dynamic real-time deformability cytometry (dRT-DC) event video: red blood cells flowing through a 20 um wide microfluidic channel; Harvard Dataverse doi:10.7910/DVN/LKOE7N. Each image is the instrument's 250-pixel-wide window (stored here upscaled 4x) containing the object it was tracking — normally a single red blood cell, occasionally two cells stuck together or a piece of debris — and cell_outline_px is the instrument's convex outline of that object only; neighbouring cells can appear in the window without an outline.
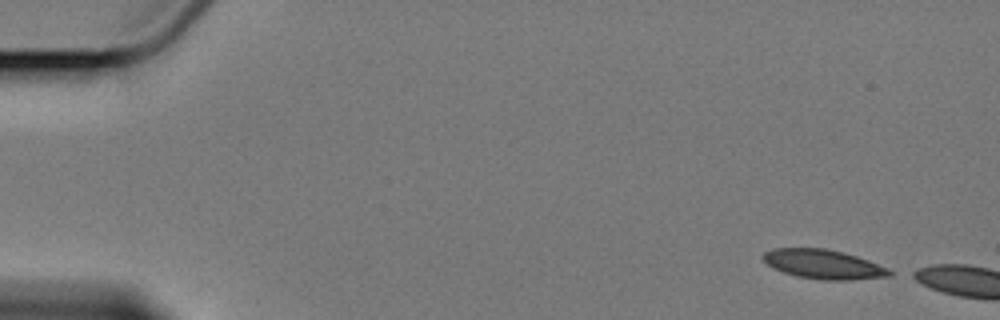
{"species": "Egyptian fruit bat (a non-hibernating species)", "species_latin": "Rousettus aegyptiacus", "temperature_condition": "cold", "stored_images_in_passage": 2, "camera_frame_rate_fps": 3000, "um_per_image_px": 0.085, "animal": {"sex": "female"}, "frame": {"image": 1, "passage_image": 1, "time_ms": 0.0, "image_size_px": [1000, 320], "cell_outline_px": [[892, 276], [848, 280], [820, 280], [796, 276], [772, 268], [760, 256], [764, 252], [772, 248], [824, 248], [844, 252], [868, 260], [888, 268], [892, 272]], "centroid_in_image_um": [69.97, 22.46], "position_along_channel_um": 15.0, "area_um2": 21.68}}